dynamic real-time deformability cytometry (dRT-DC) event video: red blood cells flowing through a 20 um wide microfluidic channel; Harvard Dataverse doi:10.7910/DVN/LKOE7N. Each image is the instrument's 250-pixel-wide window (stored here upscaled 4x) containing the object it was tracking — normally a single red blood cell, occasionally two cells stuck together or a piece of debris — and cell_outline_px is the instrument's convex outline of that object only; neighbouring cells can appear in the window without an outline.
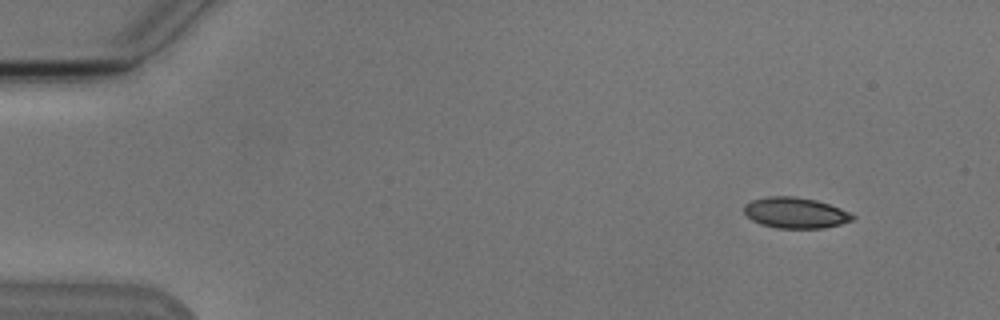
{"species": "Egyptian fruit bat (a non-hibernating species)", "species_latin": "Rousettus aegyptiacus", "temperature_condition": "cold", "stored_images_in_passage": 6, "camera_frame_rate_fps": 3000, "um_per_image_px": 0.085, "animal": {"sex": "male"}, "frame": {"image": 1, "passage_image": 2, "time_ms": 1.0, "image_size_px": [1000, 320], "cell_outline_px": [[856, 216], [852, 220], [840, 224], [824, 228], [776, 228], [760, 224], [752, 220], [744, 212], [744, 204], [752, 200], [768, 196], [796, 196], [816, 200], [840, 208]], "centroid_in_image_um": [67.59, 18.08], "position_along_channel_um": 17.4, "area_um2": 19.48}}